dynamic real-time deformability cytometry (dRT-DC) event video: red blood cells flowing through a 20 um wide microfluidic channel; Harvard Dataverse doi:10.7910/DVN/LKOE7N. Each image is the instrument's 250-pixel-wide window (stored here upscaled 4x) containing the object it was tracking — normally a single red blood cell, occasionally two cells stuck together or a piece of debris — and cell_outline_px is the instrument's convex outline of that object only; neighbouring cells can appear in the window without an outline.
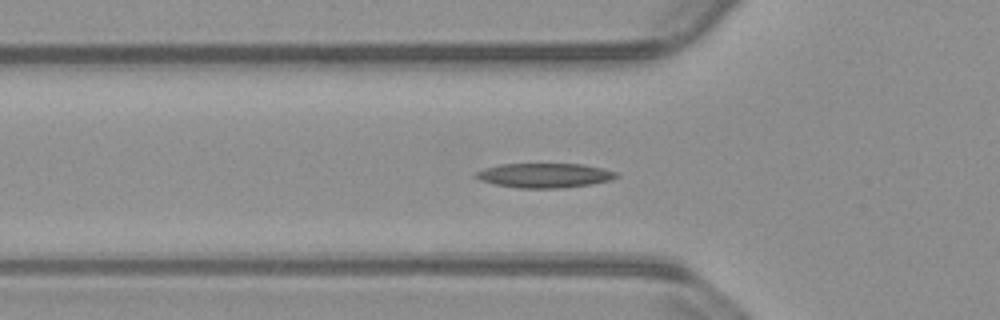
{"species": "common noctule bat (a hibernating species)", "species_latin": "Nyctalus noctula", "temperature_condition": "warm", "stored_images_in_passage": 38, "camera_frame_rate_fps": 3000, "um_per_image_px": 0.085, "animal": {"sex": "male", "body_mass_g": 23.1, "forearm_length_mm": 52.7}, "frame": {"image": 1, "passage_image": 18, "time_ms": 5.667, "image_size_px": [1000, 320], "cell_outline_px": [[620, 176], [612, 180], [592, 184], [564, 188], [520, 188], [492, 184], [480, 180], [472, 176], [476, 172], [484, 168], [500, 164], [584, 164], [604, 168], [616, 172]], "centroid_in_image_um": [46.3, 14.91], "position_along_channel_um": 79.5, "area_um2": 20.35}}
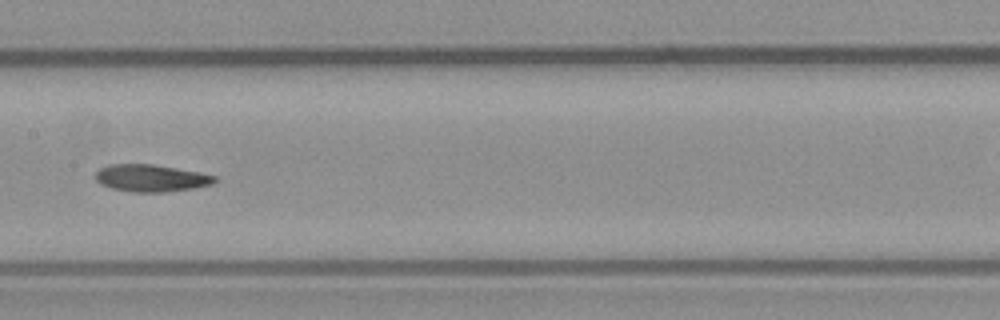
{"frame": {"image": 2, "passage_image": 27, "time_ms": 8.667, "image_size_px": [1000, 320], "cell_outline_px": [[220, 180], [212, 184], [196, 188], [164, 192], [132, 192], [112, 188], [100, 184], [96, 180], [96, 172], [100, 168], [108, 164], [152, 164], [200, 172], [216, 176]], "centroid_in_image_um": [12.87, 15.14], "position_along_channel_um": 194.5, "area_um2": 19.02}}
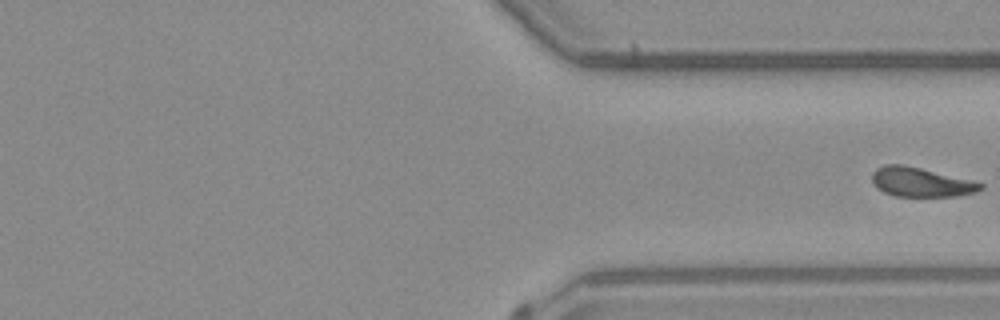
{"frame": {"image": 3, "passage_image": 38, "time_ms": 12.333, "image_size_px": [1000, 320], "cell_outline_px": [[984, 188], [976, 192], [956, 196], [896, 196], [884, 192], [876, 188], [872, 180], [872, 172], [876, 168], [884, 164], [904, 164], [984, 184]], "centroid_in_image_um": [78.22, 15.48], "position_along_channel_um": 333.2, "area_um2": 18.32}}